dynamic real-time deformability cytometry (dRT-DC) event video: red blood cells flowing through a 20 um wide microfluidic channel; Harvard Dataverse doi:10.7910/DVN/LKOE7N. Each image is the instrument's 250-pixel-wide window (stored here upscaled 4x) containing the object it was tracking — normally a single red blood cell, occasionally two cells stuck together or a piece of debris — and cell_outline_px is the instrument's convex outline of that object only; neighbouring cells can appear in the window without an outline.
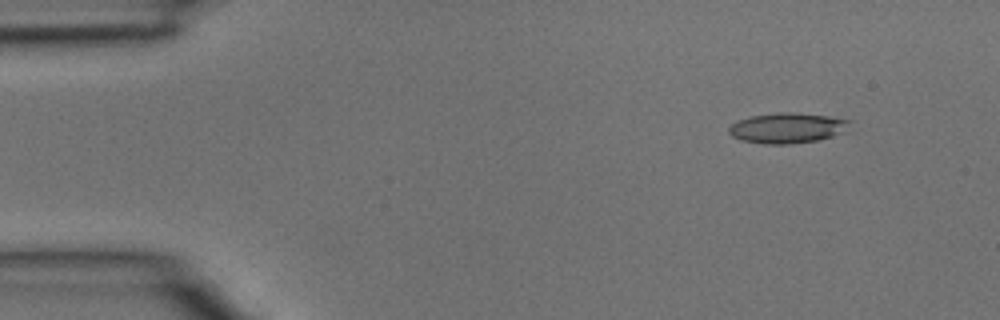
{"species": "common noctule bat (a hibernating species)", "species_latin": "Nyctalus noctula", "temperature_condition": "room temperature", "stored_images_in_passage": 3, "camera_frame_rate_fps": 3000, "um_per_image_px": 0.085, "animal": {"sex": "male", "body_mass_g": 15.6}, "frame": {"image": 1, "passage_image": 1, "time_ms": 0.0, "image_size_px": [1000, 320], "cell_outline_px": [[852, 120], [844, 132], [832, 136], [816, 140], [788, 144], [764, 144], [740, 140], [732, 136], [728, 132], [728, 128], [736, 120], [752, 116], [780, 112], [792, 112], [832, 116]], "centroid_in_image_um": [66.91, 10.87], "position_along_channel_um": 18.1, "area_um2": 21.44}}
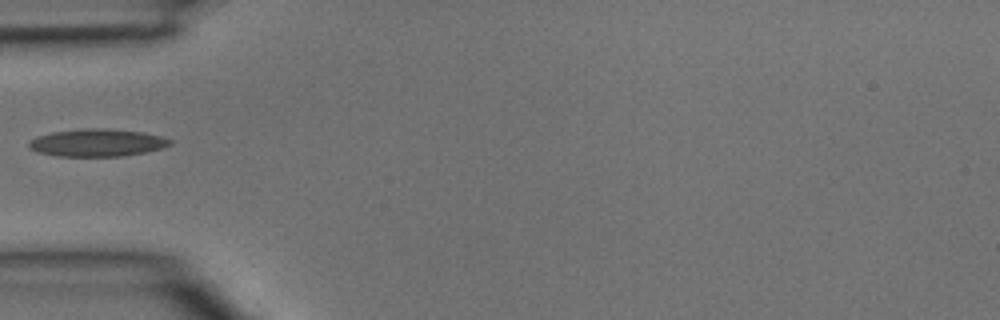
{"frame": {"image": 2, "passage_image": 3, "time_ms": 0.667, "image_size_px": [1000, 320], "cell_outline_px": [[172, 144], [164, 148], [124, 156], [56, 156], [36, 152], [28, 148], [28, 140], [52, 132], [84, 128], [104, 128], [144, 132], [160, 136], [172, 140]], "centroid_in_image_um": [8.25, 12.13], "position_along_channel_um": 76.7, "area_um2": 22.77}}